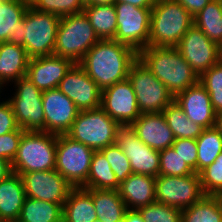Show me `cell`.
I'll use <instances>...</instances> for the list:
<instances>
[{
    "label": "cell",
    "mask_w": 222,
    "mask_h": 222,
    "mask_svg": "<svg viewBox=\"0 0 222 222\" xmlns=\"http://www.w3.org/2000/svg\"><path fill=\"white\" fill-rule=\"evenodd\" d=\"M222 135V112L216 113L215 126H214Z\"/></svg>",
    "instance_id": "cell-49"
},
{
    "label": "cell",
    "mask_w": 222,
    "mask_h": 222,
    "mask_svg": "<svg viewBox=\"0 0 222 222\" xmlns=\"http://www.w3.org/2000/svg\"><path fill=\"white\" fill-rule=\"evenodd\" d=\"M174 101L193 123L200 124L204 128L215 126L216 113L213 110L210 95L199 81L178 93Z\"/></svg>",
    "instance_id": "cell-20"
},
{
    "label": "cell",
    "mask_w": 222,
    "mask_h": 222,
    "mask_svg": "<svg viewBox=\"0 0 222 222\" xmlns=\"http://www.w3.org/2000/svg\"><path fill=\"white\" fill-rule=\"evenodd\" d=\"M205 196L197 173L185 176L159 175L155 181L156 202L187 209Z\"/></svg>",
    "instance_id": "cell-12"
},
{
    "label": "cell",
    "mask_w": 222,
    "mask_h": 222,
    "mask_svg": "<svg viewBox=\"0 0 222 222\" xmlns=\"http://www.w3.org/2000/svg\"><path fill=\"white\" fill-rule=\"evenodd\" d=\"M24 1L30 5L34 0H24Z\"/></svg>",
    "instance_id": "cell-50"
},
{
    "label": "cell",
    "mask_w": 222,
    "mask_h": 222,
    "mask_svg": "<svg viewBox=\"0 0 222 222\" xmlns=\"http://www.w3.org/2000/svg\"><path fill=\"white\" fill-rule=\"evenodd\" d=\"M120 183L101 151L93 153L87 181L81 186L85 189L118 190Z\"/></svg>",
    "instance_id": "cell-29"
},
{
    "label": "cell",
    "mask_w": 222,
    "mask_h": 222,
    "mask_svg": "<svg viewBox=\"0 0 222 222\" xmlns=\"http://www.w3.org/2000/svg\"><path fill=\"white\" fill-rule=\"evenodd\" d=\"M116 2H124L141 8H152L154 6L152 0H116Z\"/></svg>",
    "instance_id": "cell-47"
},
{
    "label": "cell",
    "mask_w": 222,
    "mask_h": 222,
    "mask_svg": "<svg viewBox=\"0 0 222 222\" xmlns=\"http://www.w3.org/2000/svg\"><path fill=\"white\" fill-rule=\"evenodd\" d=\"M194 17L176 0L154 3L150 15L149 46L176 47Z\"/></svg>",
    "instance_id": "cell-3"
},
{
    "label": "cell",
    "mask_w": 222,
    "mask_h": 222,
    "mask_svg": "<svg viewBox=\"0 0 222 222\" xmlns=\"http://www.w3.org/2000/svg\"><path fill=\"white\" fill-rule=\"evenodd\" d=\"M19 128L9 101L0 102V136Z\"/></svg>",
    "instance_id": "cell-43"
},
{
    "label": "cell",
    "mask_w": 222,
    "mask_h": 222,
    "mask_svg": "<svg viewBox=\"0 0 222 222\" xmlns=\"http://www.w3.org/2000/svg\"><path fill=\"white\" fill-rule=\"evenodd\" d=\"M58 89L70 98L80 111L101 107L102 91L78 63H74L67 71Z\"/></svg>",
    "instance_id": "cell-17"
},
{
    "label": "cell",
    "mask_w": 222,
    "mask_h": 222,
    "mask_svg": "<svg viewBox=\"0 0 222 222\" xmlns=\"http://www.w3.org/2000/svg\"><path fill=\"white\" fill-rule=\"evenodd\" d=\"M100 151L104 154L106 160L110 164L119 183L126 180L127 177L133 173L129 159L118 145L114 143Z\"/></svg>",
    "instance_id": "cell-40"
},
{
    "label": "cell",
    "mask_w": 222,
    "mask_h": 222,
    "mask_svg": "<svg viewBox=\"0 0 222 222\" xmlns=\"http://www.w3.org/2000/svg\"><path fill=\"white\" fill-rule=\"evenodd\" d=\"M26 193L22 177L13 172L0 181V222L19 219Z\"/></svg>",
    "instance_id": "cell-23"
},
{
    "label": "cell",
    "mask_w": 222,
    "mask_h": 222,
    "mask_svg": "<svg viewBox=\"0 0 222 222\" xmlns=\"http://www.w3.org/2000/svg\"><path fill=\"white\" fill-rule=\"evenodd\" d=\"M100 40L114 39L117 14L114 4L88 5L83 9Z\"/></svg>",
    "instance_id": "cell-28"
},
{
    "label": "cell",
    "mask_w": 222,
    "mask_h": 222,
    "mask_svg": "<svg viewBox=\"0 0 222 222\" xmlns=\"http://www.w3.org/2000/svg\"><path fill=\"white\" fill-rule=\"evenodd\" d=\"M15 86V96L8 101L17 125L24 131H45L43 91L39 90L27 76L15 81Z\"/></svg>",
    "instance_id": "cell-10"
},
{
    "label": "cell",
    "mask_w": 222,
    "mask_h": 222,
    "mask_svg": "<svg viewBox=\"0 0 222 222\" xmlns=\"http://www.w3.org/2000/svg\"><path fill=\"white\" fill-rule=\"evenodd\" d=\"M94 202L97 217L102 222H118L127 210L118 190L86 189Z\"/></svg>",
    "instance_id": "cell-27"
},
{
    "label": "cell",
    "mask_w": 222,
    "mask_h": 222,
    "mask_svg": "<svg viewBox=\"0 0 222 222\" xmlns=\"http://www.w3.org/2000/svg\"><path fill=\"white\" fill-rule=\"evenodd\" d=\"M138 52L114 39L99 40L78 63L102 91L128 78Z\"/></svg>",
    "instance_id": "cell-1"
},
{
    "label": "cell",
    "mask_w": 222,
    "mask_h": 222,
    "mask_svg": "<svg viewBox=\"0 0 222 222\" xmlns=\"http://www.w3.org/2000/svg\"><path fill=\"white\" fill-rule=\"evenodd\" d=\"M101 108L119 125H131L141 115L128 78L102 90Z\"/></svg>",
    "instance_id": "cell-16"
},
{
    "label": "cell",
    "mask_w": 222,
    "mask_h": 222,
    "mask_svg": "<svg viewBox=\"0 0 222 222\" xmlns=\"http://www.w3.org/2000/svg\"><path fill=\"white\" fill-rule=\"evenodd\" d=\"M95 151L71 139L57 135L55 170L73 187H81L88 178L91 159Z\"/></svg>",
    "instance_id": "cell-9"
},
{
    "label": "cell",
    "mask_w": 222,
    "mask_h": 222,
    "mask_svg": "<svg viewBox=\"0 0 222 222\" xmlns=\"http://www.w3.org/2000/svg\"><path fill=\"white\" fill-rule=\"evenodd\" d=\"M155 181V177L134 173L122 181L118 191L127 209H139L155 202Z\"/></svg>",
    "instance_id": "cell-22"
},
{
    "label": "cell",
    "mask_w": 222,
    "mask_h": 222,
    "mask_svg": "<svg viewBox=\"0 0 222 222\" xmlns=\"http://www.w3.org/2000/svg\"><path fill=\"white\" fill-rule=\"evenodd\" d=\"M197 141V174L212 164L222 152V135L215 128H205Z\"/></svg>",
    "instance_id": "cell-34"
},
{
    "label": "cell",
    "mask_w": 222,
    "mask_h": 222,
    "mask_svg": "<svg viewBox=\"0 0 222 222\" xmlns=\"http://www.w3.org/2000/svg\"><path fill=\"white\" fill-rule=\"evenodd\" d=\"M74 63L57 55L30 58L26 76L41 91L58 88Z\"/></svg>",
    "instance_id": "cell-19"
},
{
    "label": "cell",
    "mask_w": 222,
    "mask_h": 222,
    "mask_svg": "<svg viewBox=\"0 0 222 222\" xmlns=\"http://www.w3.org/2000/svg\"><path fill=\"white\" fill-rule=\"evenodd\" d=\"M160 167L159 175L168 176H185L195 172L184 162L179 154L175 152L173 147H168L159 151Z\"/></svg>",
    "instance_id": "cell-38"
},
{
    "label": "cell",
    "mask_w": 222,
    "mask_h": 222,
    "mask_svg": "<svg viewBox=\"0 0 222 222\" xmlns=\"http://www.w3.org/2000/svg\"><path fill=\"white\" fill-rule=\"evenodd\" d=\"M61 17L29 6L22 19V47L29 58L54 54Z\"/></svg>",
    "instance_id": "cell-6"
},
{
    "label": "cell",
    "mask_w": 222,
    "mask_h": 222,
    "mask_svg": "<svg viewBox=\"0 0 222 222\" xmlns=\"http://www.w3.org/2000/svg\"><path fill=\"white\" fill-rule=\"evenodd\" d=\"M124 217L126 222H144L137 209H127Z\"/></svg>",
    "instance_id": "cell-46"
},
{
    "label": "cell",
    "mask_w": 222,
    "mask_h": 222,
    "mask_svg": "<svg viewBox=\"0 0 222 222\" xmlns=\"http://www.w3.org/2000/svg\"><path fill=\"white\" fill-rule=\"evenodd\" d=\"M26 197L64 205L74 188L55 169L21 175Z\"/></svg>",
    "instance_id": "cell-15"
},
{
    "label": "cell",
    "mask_w": 222,
    "mask_h": 222,
    "mask_svg": "<svg viewBox=\"0 0 222 222\" xmlns=\"http://www.w3.org/2000/svg\"><path fill=\"white\" fill-rule=\"evenodd\" d=\"M138 58L174 97L199 81L176 47L148 46L138 52Z\"/></svg>",
    "instance_id": "cell-2"
},
{
    "label": "cell",
    "mask_w": 222,
    "mask_h": 222,
    "mask_svg": "<svg viewBox=\"0 0 222 222\" xmlns=\"http://www.w3.org/2000/svg\"><path fill=\"white\" fill-rule=\"evenodd\" d=\"M199 176L205 195L222 196V152Z\"/></svg>",
    "instance_id": "cell-39"
},
{
    "label": "cell",
    "mask_w": 222,
    "mask_h": 222,
    "mask_svg": "<svg viewBox=\"0 0 222 222\" xmlns=\"http://www.w3.org/2000/svg\"><path fill=\"white\" fill-rule=\"evenodd\" d=\"M12 173V163L7 160L0 159V181L7 178Z\"/></svg>",
    "instance_id": "cell-45"
},
{
    "label": "cell",
    "mask_w": 222,
    "mask_h": 222,
    "mask_svg": "<svg viewBox=\"0 0 222 222\" xmlns=\"http://www.w3.org/2000/svg\"><path fill=\"white\" fill-rule=\"evenodd\" d=\"M85 6L96 5V4H114L116 0H84Z\"/></svg>",
    "instance_id": "cell-48"
},
{
    "label": "cell",
    "mask_w": 222,
    "mask_h": 222,
    "mask_svg": "<svg viewBox=\"0 0 222 222\" xmlns=\"http://www.w3.org/2000/svg\"><path fill=\"white\" fill-rule=\"evenodd\" d=\"M144 222H182V210L159 202L137 209Z\"/></svg>",
    "instance_id": "cell-37"
},
{
    "label": "cell",
    "mask_w": 222,
    "mask_h": 222,
    "mask_svg": "<svg viewBox=\"0 0 222 222\" xmlns=\"http://www.w3.org/2000/svg\"><path fill=\"white\" fill-rule=\"evenodd\" d=\"M24 130L18 128L15 131L0 136V159L7 160L12 163L18 152L19 141Z\"/></svg>",
    "instance_id": "cell-42"
},
{
    "label": "cell",
    "mask_w": 222,
    "mask_h": 222,
    "mask_svg": "<svg viewBox=\"0 0 222 222\" xmlns=\"http://www.w3.org/2000/svg\"><path fill=\"white\" fill-rule=\"evenodd\" d=\"M29 57L22 46L10 42L0 43V88L5 82H15L26 76ZM14 80V81H13Z\"/></svg>",
    "instance_id": "cell-25"
},
{
    "label": "cell",
    "mask_w": 222,
    "mask_h": 222,
    "mask_svg": "<svg viewBox=\"0 0 222 222\" xmlns=\"http://www.w3.org/2000/svg\"><path fill=\"white\" fill-rule=\"evenodd\" d=\"M194 25L210 40L222 46V0H211L194 16Z\"/></svg>",
    "instance_id": "cell-31"
},
{
    "label": "cell",
    "mask_w": 222,
    "mask_h": 222,
    "mask_svg": "<svg viewBox=\"0 0 222 222\" xmlns=\"http://www.w3.org/2000/svg\"><path fill=\"white\" fill-rule=\"evenodd\" d=\"M131 126L141 142L154 150L161 151L172 147L175 141L173 131L162 112L143 113Z\"/></svg>",
    "instance_id": "cell-21"
},
{
    "label": "cell",
    "mask_w": 222,
    "mask_h": 222,
    "mask_svg": "<svg viewBox=\"0 0 222 222\" xmlns=\"http://www.w3.org/2000/svg\"><path fill=\"white\" fill-rule=\"evenodd\" d=\"M29 6L24 0H0V43L22 46V19Z\"/></svg>",
    "instance_id": "cell-24"
},
{
    "label": "cell",
    "mask_w": 222,
    "mask_h": 222,
    "mask_svg": "<svg viewBox=\"0 0 222 222\" xmlns=\"http://www.w3.org/2000/svg\"><path fill=\"white\" fill-rule=\"evenodd\" d=\"M42 104L45 132L56 135L66 134L80 111L58 88L43 91Z\"/></svg>",
    "instance_id": "cell-18"
},
{
    "label": "cell",
    "mask_w": 222,
    "mask_h": 222,
    "mask_svg": "<svg viewBox=\"0 0 222 222\" xmlns=\"http://www.w3.org/2000/svg\"><path fill=\"white\" fill-rule=\"evenodd\" d=\"M182 222H222V196L205 195L182 210Z\"/></svg>",
    "instance_id": "cell-32"
},
{
    "label": "cell",
    "mask_w": 222,
    "mask_h": 222,
    "mask_svg": "<svg viewBox=\"0 0 222 222\" xmlns=\"http://www.w3.org/2000/svg\"><path fill=\"white\" fill-rule=\"evenodd\" d=\"M62 218V205L26 197L18 221L62 222Z\"/></svg>",
    "instance_id": "cell-30"
},
{
    "label": "cell",
    "mask_w": 222,
    "mask_h": 222,
    "mask_svg": "<svg viewBox=\"0 0 222 222\" xmlns=\"http://www.w3.org/2000/svg\"><path fill=\"white\" fill-rule=\"evenodd\" d=\"M115 144L130 161L134 174L159 176L160 153L145 145L131 125H120L116 131Z\"/></svg>",
    "instance_id": "cell-13"
},
{
    "label": "cell",
    "mask_w": 222,
    "mask_h": 222,
    "mask_svg": "<svg viewBox=\"0 0 222 222\" xmlns=\"http://www.w3.org/2000/svg\"><path fill=\"white\" fill-rule=\"evenodd\" d=\"M119 126L101 107L82 110L66 135L94 151H100L115 143Z\"/></svg>",
    "instance_id": "cell-7"
},
{
    "label": "cell",
    "mask_w": 222,
    "mask_h": 222,
    "mask_svg": "<svg viewBox=\"0 0 222 222\" xmlns=\"http://www.w3.org/2000/svg\"><path fill=\"white\" fill-rule=\"evenodd\" d=\"M30 6L37 11L62 17L82 12L85 2L84 0H34Z\"/></svg>",
    "instance_id": "cell-36"
},
{
    "label": "cell",
    "mask_w": 222,
    "mask_h": 222,
    "mask_svg": "<svg viewBox=\"0 0 222 222\" xmlns=\"http://www.w3.org/2000/svg\"><path fill=\"white\" fill-rule=\"evenodd\" d=\"M117 31L114 40L137 52L149 46L150 15L152 8H141L124 2H115Z\"/></svg>",
    "instance_id": "cell-11"
},
{
    "label": "cell",
    "mask_w": 222,
    "mask_h": 222,
    "mask_svg": "<svg viewBox=\"0 0 222 222\" xmlns=\"http://www.w3.org/2000/svg\"><path fill=\"white\" fill-rule=\"evenodd\" d=\"M175 139H197L205 129L188 119L183 109L173 101L162 111Z\"/></svg>",
    "instance_id": "cell-33"
},
{
    "label": "cell",
    "mask_w": 222,
    "mask_h": 222,
    "mask_svg": "<svg viewBox=\"0 0 222 222\" xmlns=\"http://www.w3.org/2000/svg\"><path fill=\"white\" fill-rule=\"evenodd\" d=\"M118 222H126L125 217L120 219Z\"/></svg>",
    "instance_id": "cell-52"
},
{
    "label": "cell",
    "mask_w": 222,
    "mask_h": 222,
    "mask_svg": "<svg viewBox=\"0 0 222 222\" xmlns=\"http://www.w3.org/2000/svg\"><path fill=\"white\" fill-rule=\"evenodd\" d=\"M199 82L210 95L214 112H222V60L205 71L199 77Z\"/></svg>",
    "instance_id": "cell-35"
},
{
    "label": "cell",
    "mask_w": 222,
    "mask_h": 222,
    "mask_svg": "<svg viewBox=\"0 0 222 222\" xmlns=\"http://www.w3.org/2000/svg\"><path fill=\"white\" fill-rule=\"evenodd\" d=\"M173 149L184 162L197 173V141L196 139H175Z\"/></svg>",
    "instance_id": "cell-41"
},
{
    "label": "cell",
    "mask_w": 222,
    "mask_h": 222,
    "mask_svg": "<svg viewBox=\"0 0 222 222\" xmlns=\"http://www.w3.org/2000/svg\"><path fill=\"white\" fill-rule=\"evenodd\" d=\"M128 79L132 83L138 108L143 113H159L174 101V96L138 58L131 66Z\"/></svg>",
    "instance_id": "cell-8"
},
{
    "label": "cell",
    "mask_w": 222,
    "mask_h": 222,
    "mask_svg": "<svg viewBox=\"0 0 222 222\" xmlns=\"http://www.w3.org/2000/svg\"><path fill=\"white\" fill-rule=\"evenodd\" d=\"M153 3H157V2H161V1H164V0H152Z\"/></svg>",
    "instance_id": "cell-51"
},
{
    "label": "cell",
    "mask_w": 222,
    "mask_h": 222,
    "mask_svg": "<svg viewBox=\"0 0 222 222\" xmlns=\"http://www.w3.org/2000/svg\"><path fill=\"white\" fill-rule=\"evenodd\" d=\"M176 48L198 77L221 60V47L194 24L181 38Z\"/></svg>",
    "instance_id": "cell-14"
},
{
    "label": "cell",
    "mask_w": 222,
    "mask_h": 222,
    "mask_svg": "<svg viewBox=\"0 0 222 222\" xmlns=\"http://www.w3.org/2000/svg\"><path fill=\"white\" fill-rule=\"evenodd\" d=\"M99 40L84 11L62 16L57 28L54 55L79 63Z\"/></svg>",
    "instance_id": "cell-4"
},
{
    "label": "cell",
    "mask_w": 222,
    "mask_h": 222,
    "mask_svg": "<svg viewBox=\"0 0 222 222\" xmlns=\"http://www.w3.org/2000/svg\"><path fill=\"white\" fill-rule=\"evenodd\" d=\"M57 135L45 131H24L12 170L18 175L53 170L56 166Z\"/></svg>",
    "instance_id": "cell-5"
},
{
    "label": "cell",
    "mask_w": 222,
    "mask_h": 222,
    "mask_svg": "<svg viewBox=\"0 0 222 222\" xmlns=\"http://www.w3.org/2000/svg\"><path fill=\"white\" fill-rule=\"evenodd\" d=\"M193 17L198 14L211 0H176Z\"/></svg>",
    "instance_id": "cell-44"
},
{
    "label": "cell",
    "mask_w": 222,
    "mask_h": 222,
    "mask_svg": "<svg viewBox=\"0 0 222 222\" xmlns=\"http://www.w3.org/2000/svg\"><path fill=\"white\" fill-rule=\"evenodd\" d=\"M98 219L92 195L82 187H74L63 205L62 222H94Z\"/></svg>",
    "instance_id": "cell-26"
}]
</instances>
